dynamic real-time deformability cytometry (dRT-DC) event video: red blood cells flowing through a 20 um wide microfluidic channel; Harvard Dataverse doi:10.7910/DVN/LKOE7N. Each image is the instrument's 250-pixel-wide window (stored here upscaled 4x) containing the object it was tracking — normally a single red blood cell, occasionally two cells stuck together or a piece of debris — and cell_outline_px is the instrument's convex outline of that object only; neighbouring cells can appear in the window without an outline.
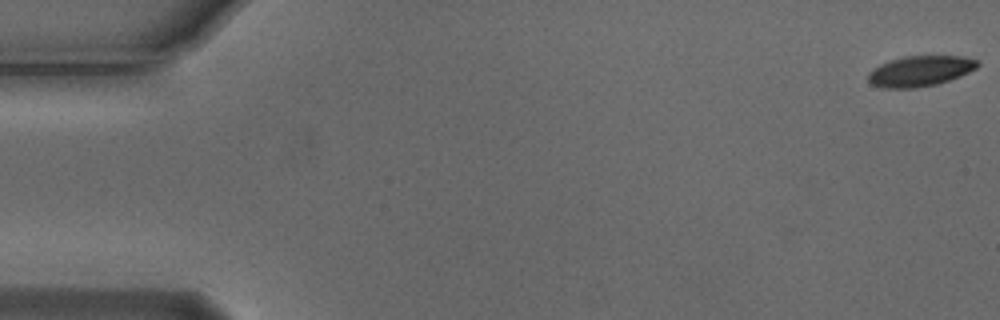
{"species": "Egyptian fruit bat (a non-hibernating species)", "species_latin": "Rousettus aegyptiacus", "temperature_condition": "cold", "stored_images_in_passage": 54, "camera_frame_rate_fps": 3000, "um_per_image_px": 0.085, "animal": {"sex": "male"}, "frame": {"image": 1, "passage_image": 1, "time_ms": 0.0, "image_size_px": [1000, 320], "cell_outline_px": [[980, 64], [976, 68], [960, 76], [936, 84], [916, 88], [884, 88], [872, 84], [868, 80], [868, 72], [872, 68], [888, 60], [904, 56], [964, 56], [980, 60]], "centroid_in_image_um": [78.2, 6.03], "position_along_channel_um": 6.8, "area_um2": 19.59}}
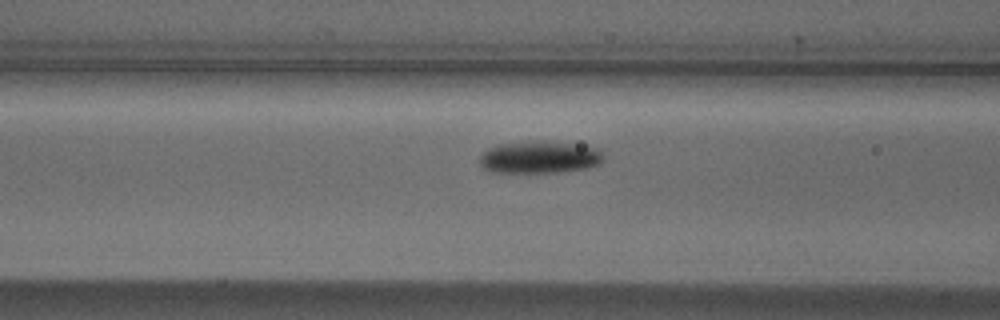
{"frame": {"image": 2, "passage_image": 22, "time_ms": 7.0, "image_size_px": [1000, 320], "cell_outline_px": [[604, 156], [596, 164], [584, 168], [556, 172], [488, 172], [480, 164], [480, 156], [488, 148], [500, 144], [540, 140], [572, 144], [600, 148]], "centroid_in_image_um": [45.82, 13.35], "position_along_channel_um": 120.8, "area_um2": 23.0}}
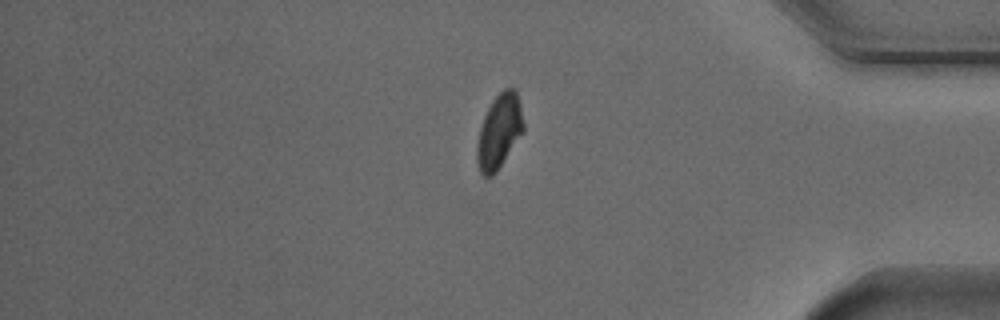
{"frame": {"image": 3, "passage_image": 46, "time_ms": 15.0, "image_size_px": [1000, 320], "cell_outline_px": [[524, 132], [496, 172], [492, 176], [484, 176], [480, 172], [476, 160], [476, 144], [480, 128], [484, 116], [492, 100], [504, 88], [516, 88], [520, 104], [524, 124]], "centroid_in_image_um": [42.43, 11.17], "position_along_channel_um": 392.8, "area_um2": 20.23}}